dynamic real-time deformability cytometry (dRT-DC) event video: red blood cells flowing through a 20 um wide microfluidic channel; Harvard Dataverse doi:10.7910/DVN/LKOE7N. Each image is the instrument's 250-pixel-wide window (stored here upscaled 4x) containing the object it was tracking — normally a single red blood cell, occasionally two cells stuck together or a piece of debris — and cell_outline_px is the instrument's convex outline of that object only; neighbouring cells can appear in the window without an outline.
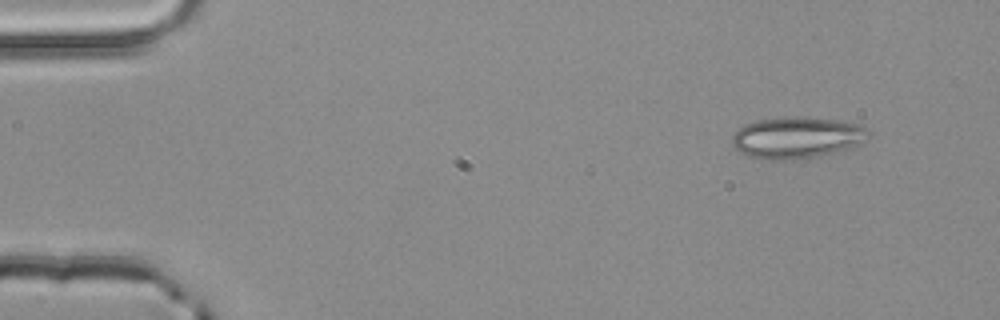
{"species": "common noctule bat (a hibernating species)", "species_latin": "Nyctalus noctula", "temperature_condition": "room temperature", "stored_images_in_passage": 3, "camera_frame_rate_fps": 3000, "um_per_image_px": 0.085, "animal": {"sex": "male", "body_mass_g": 20.4}, "frame": {"image": 1, "passage_image": 1, "time_ms": 0.0, "image_size_px": [1000, 320], "cell_outline_px": [[872, 132], [868, 136], [856, 144], [848, 148], [816, 156], [780, 160], [768, 160], [748, 156], [740, 152], [732, 144], [732, 136], [744, 124], [760, 120], [784, 116], [796, 116], [836, 120], [856, 124], [868, 128]], "centroid_in_image_um": [67.69, 11.68], "position_along_channel_um": 17.3, "area_um2": 32.54}}